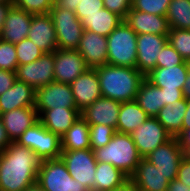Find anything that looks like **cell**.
<instances>
[{"label":"cell","instance_id":"obj_32","mask_svg":"<svg viewBox=\"0 0 190 191\" xmlns=\"http://www.w3.org/2000/svg\"><path fill=\"white\" fill-rule=\"evenodd\" d=\"M166 18L170 28L190 30V0H171Z\"/></svg>","mask_w":190,"mask_h":191},{"label":"cell","instance_id":"obj_5","mask_svg":"<svg viewBox=\"0 0 190 191\" xmlns=\"http://www.w3.org/2000/svg\"><path fill=\"white\" fill-rule=\"evenodd\" d=\"M16 143L33 150L42 161L60 158L62 153L61 138L39 120L22 133Z\"/></svg>","mask_w":190,"mask_h":191},{"label":"cell","instance_id":"obj_52","mask_svg":"<svg viewBox=\"0 0 190 191\" xmlns=\"http://www.w3.org/2000/svg\"><path fill=\"white\" fill-rule=\"evenodd\" d=\"M183 97L186 100H190V70H189L188 75L185 80V85L183 88Z\"/></svg>","mask_w":190,"mask_h":191},{"label":"cell","instance_id":"obj_55","mask_svg":"<svg viewBox=\"0 0 190 191\" xmlns=\"http://www.w3.org/2000/svg\"><path fill=\"white\" fill-rule=\"evenodd\" d=\"M12 2V0H0V3Z\"/></svg>","mask_w":190,"mask_h":191},{"label":"cell","instance_id":"obj_17","mask_svg":"<svg viewBox=\"0 0 190 191\" xmlns=\"http://www.w3.org/2000/svg\"><path fill=\"white\" fill-rule=\"evenodd\" d=\"M121 102L101 96L80 112L89 125H108L116 130Z\"/></svg>","mask_w":190,"mask_h":191},{"label":"cell","instance_id":"obj_33","mask_svg":"<svg viewBox=\"0 0 190 191\" xmlns=\"http://www.w3.org/2000/svg\"><path fill=\"white\" fill-rule=\"evenodd\" d=\"M168 43L185 61L190 60V30L170 28Z\"/></svg>","mask_w":190,"mask_h":191},{"label":"cell","instance_id":"obj_23","mask_svg":"<svg viewBox=\"0 0 190 191\" xmlns=\"http://www.w3.org/2000/svg\"><path fill=\"white\" fill-rule=\"evenodd\" d=\"M0 117L11 142H16L22 133L39 120L35 107L17 108Z\"/></svg>","mask_w":190,"mask_h":191},{"label":"cell","instance_id":"obj_22","mask_svg":"<svg viewBox=\"0 0 190 191\" xmlns=\"http://www.w3.org/2000/svg\"><path fill=\"white\" fill-rule=\"evenodd\" d=\"M140 191H167L169 180L145 158L138 163L134 173L129 177Z\"/></svg>","mask_w":190,"mask_h":191},{"label":"cell","instance_id":"obj_19","mask_svg":"<svg viewBox=\"0 0 190 191\" xmlns=\"http://www.w3.org/2000/svg\"><path fill=\"white\" fill-rule=\"evenodd\" d=\"M124 21L137 34L168 36L170 25L166 16L130 9Z\"/></svg>","mask_w":190,"mask_h":191},{"label":"cell","instance_id":"obj_1","mask_svg":"<svg viewBox=\"0 0 190 191\" xmlns=\"http://www.w3.org/2000/svg\"><path fill=\"white\" fill-rule=\"evenodd\" d=\"M42 160L16 142L0 152V191H24L37 183Z\"/></svg>","mask_w":190,"mask_h":191},{"label":"cell","instance_id":"obj_43","mask_svg":"<svg viewBox=\"0 0 190 191\" xmlns=\"http://www.w3.org/2000/svg\"><path fill=\"white\" fill-rule=\"evenodd\" d=\"M177 179H179L180 182H182L183 184H186L188 187H190V161H188L185 157L181 160L179 164Z\"/></svg>","mask_w":190,"mask_h":191},{"label":"cell","instance_id":"obj_7","mask_svg":"<svg viewBox=\"0 0 190 191\" xmlns=\"http://www.w3.org/2000/svg\"><path fill=\"white\" fill-rule=\"evenodd\" d=\"M49 14L56 31L58 49H77L84 28L76 13L54 4Z\"/></svg>","mask_w":190,"mask_h":191},{"label":"cell","instance_id":"obj_4","mask_svg":"<svg viewBox=\"0 0 190 191\" xmlns=\"http://www.w3.org/2000/svg\"><path fill=\"white\" fill-rule=\"evenodd\" d=\"M107 64L136 68L137 34L123 20L108 36Z\"/></svg>","mask_w":190,"mask_h":191},{"label":"cell","instance_id":"obj_20","mask_svg":"<svg viewBox=\"0 0 190 191\" xmlns=\"http://www.w3.org/2000/svg\"><path fill=\"white\" fill-rule=\"evenodd\" d=\"M189 72L188 62L168 67H156L145 79L161 89L182 90Z\"/></svg>","mask_w":190,"mask_h":191},{"label":"cell","instance_id":"obj_54","mask_svg":"<svg viewBox=\"0 0 190 191\" xmlns=\"http://www.w3.org/2000/svg\"><path fill=\"white\" fill-rule=\"evenodd\" d=\"M184 157L190 161V148L184 153Z\"/></svg>","mask_w":190,"mask_h":191},{"label":"cell","instance_id":"obj_24","mask_svg":"<svg viewBox=\"0 0 190 191\" xmlns=\"http://www.w3.org/2000/svg\"><path fill=\"white\" fill-rule=\"evenodd\" d=\"M35 106V89L16 79L13 86L0 95V115L23 107Z\"/></svg>","mask_w":190,"mask_h":191},{"label":"cell","instance_id":"obj_45","mask_svg":"<svg viewBox=\"0 0 190 191\" xmlns=\"http://www.w3.org/2000/svg\"><path fill=\"white\" fill-rule=\"evenodd\" d=\"M179 146L185 153L190 148V129H181V132L176 136Z\"/></svg>","mask_w":190,"mask_h":191},{"label":"cell","instance_id":"obj_50","mask_svg":"<svg viewBox=\"0 0 190 191\" xmlns=\"http://www.w3.org/2000/svg\"><path fill=\"white\" fill-rule=\"evenodd\" d=\"M110 191H140L137 185L129 178L122 185Z\"/></svg>","mask_w":190,"mask_h":191},{"label":"cell","instance_id":"obj_34","mask_svg":"<svg viewBox=\"0 0 190 191\" xmlns=\"http://www.w3.org/2000/svg\"><path fill=\"white\" fill-rule=\"evenodd\" d=\"M115 132L116 130L108 125H89L91 149L94 151L95 149L102 148L107 145L111 141Z\"/></svg>","mask_w":190,"mask_h":191},{"label":"cell","instance_id":"obj_13","mask_svg":"<svg viewBox=\"0 0 190 191\" xmlns=\"http://www.w3.org/2000/svg\"><path fill=\"white\" fill-rule=\"evenodd\" d=\"M88 69L84 58L76 50L57 49L55 51L54 79L57 82L71 84Z\"/></svg>","mask_w":190,"mask_h":191},{"label":"cell","instance_id":"obj_47","mask_svg":"<svg viewBox=\"0 0 190 191\" xmlns=\"http://www.w3.org/2000/svg\"><path fill=\"white\" fill-rule=\"evenodd\" d=\"M11 143L12 142L7 135L6 129L4 128V125L0 117V152L6 149V147Z\"/></svg>","mask_w":190,"mask_h":191},{"label":"cell","instance_id":"obj_8","mask_svg":"<svg viewBox=\"0 0 190 191\" xmlns=\"http://www.w3.org/2000/svg\"><path fill=\"white\" fill-rule=\"evenodd\" d=\"M60 158L75 181L90 191H94L97 161L92 149L62 150Z\"/></svg>","mask_w":190,"mask_h":191},{"label":"cell","instance_id":"obj_51","mask_svg":"<svg viewBox=\"0 0 190 191\" xmlns=\"http://www.w3.org/2000/svg\"><path fill=\"white\" fill-rule=\"evenodd\" d=\"M182 129H190V100H187V108L183 117Z\"/></svg>","mask_w":190,"mask_h":191},{"label":"cell","instance_id":"obj_14","mask_svg":"<svg viewBox=\"0 0 190 191\" xmlns=\"http://www.w3.org/2000/svg\"><path fill=\"white\" fill-rule=\"evenodd\" d=\"M168 42V36L157 34L137 35V62L136 68L146 76L156 68L157 58L161 49Z\"/></svg>","mask_w":190,"mask_h":191},{"label":"cell","instance_id":"obj_35","mask_svg":"<svg viewBox=\"0 0 190 191\" xmlns=\"http://www.w3.org/2000/svg\"><path fill=\"white\" fill-rule=\"evenodd\" d=\"M18 65H25L39 59L44 53L29 38L15 44Z\"/></svg>","mask_w":190,"mask_h":191},{"label":"cell","instance_id":"obj_41","mask_svg":"<svg viewBox=\"0 0 190 191\" xmlns=\"http://www.w3.org/2000/svg\"><path fill=\"white\" fill-rule=\"evenodd\" d=\"M104 8L120 16L123 20L132 7V0H103Z\"/></svg>","mask_w":190,"mask_h":191},{"label":"cell","instance_id":"obj_49","mask_svg":"<svg viewBox=\"0 0 190 191\" xmlns=\"http://www.w3.org/2000/svg\"><path fill=\"white\" fill-rule=\"evenodd\" d=\"M167 191H190V187L180 182L179 179L175 178L169 182Z\"/></svg>","mask_w":190,"mask_h":191},{"label":"cell","instance_id":"obj_27","mask_svg":"<svg viewBox=\"0 0 190 191\" xmlns=\"http://www.w3.org/2000/svg\"><path fill=\"white\" fill-rule=\"evenodd\" d=\"M186 108L187 100L183 98L165 105L155 118L172 137H176L181 132Z\"/></svg>","mask_w":190,"mask_h":191},{"label":"cell","instance_id":"obj_29","mask_svg":"<svg viewBox=\"0 0 190 191\" xmlns=\"http://www.w3.org/2000/svg\"><path fill=\"white\" fill-rule=\"evenodd\" d=\"M136 101L149 117H156L165 106L163 91L144 79L138 89Z\"/></svg>","mask_w":190,"mask_h":191},{"label":"cell","instance_id":"obj_12","mask_svg":"<svg viewBox=\"0 0 190 191\" xmlns=\"http://www.w3.org/2000/svg\"><path fill=\"white\" fill-rule=\"evenodd\" d=\"M183 158L184 152L176 137H172L163 145L158 146L145 157L146 160L158 167L169 181L177 178L178 167Z\"/></svg>","mask_w":190,"mask_h":191},{"label":"cell","instance_id":"obj_2","mask_svg":"<svg viewBox=\"0 0 190 191\" xmlns=\"http://www.w3.org/2000/svg\"><path fill=\"white\" fill-rule=\"evenodd\" d=\"M95 69L103 97L119 102L136 100L139 86L145 79L137 68L106 64Z\"/></svg>","mask_w":190,"mask_h":191},{"label":"cell","instance_id":"obj_53","mask_svg":"<svg viewBox=\"0 0 190 191\" xmlns=\"http://www.w3.org/2000/svg\"><path fill=\"white\" fill-rule=\"evenodd\" d=\"M24 191H46L39 184L35 183Z\"/></svg>","mask_w":190,"mask_h":191},{"label":"cell","instance_id":"obj_25","mask_svg":"<svg viewBox=\"0 0 190 191\" xmlns=\"http://www.w3.org/2000/svg\"><path fill=\"white\" fill-rule=\"evenodd\" d=\"M78 117L80 111L77 108H54L44 110L38 119L46 129L61 138Z\"/></svg>","mask_w":190,"mask_h":191},{"label":"cell","instance_id":"obj_39","mask_svg":"<svg viewBox=\"0 0 190 191\" xmlns=\"http://www.w3.org/2000/svg\"><path fill=\"white\" fill-rule=\"evenodd\" d=\"M185 60L182 56L167 42L161 49L159 58H157L156 67H170L183 64Z\"/></svg>","mask_w":190,"mask_h":191},{"label":"cell","instance_id":"obj_42","mask_svg":"<svg viewBox=\"0 0 190 191\" xmlns=\"http://www.w3.org/2000/svg\"><path fill=\"white\" fill-rule=\"evenodd\" d=\"M16 79V72L0 69V95L12 87Z\"/></svg>","mask_w":190,"mask_h":191},{"label":"cell","instance_id":"obj_37","mask_svg":"<svg viewBox=\"0 0 190 191\" xmlns=\"http://www.w3.org/2000/svg\"><path fill=\"white\" fill-rule=\"evenodd\" d=\"M12 4L32 15H38L48 14L54 5V0H12Z\"/></svg>","mask_w":190,"mask_h":191},{"label":"cell","instance_id":"obj_48","mask_svg":"<svg viewBox=\"0 0 190 191\" xmlns=\"http://www.w3.org/2000/svg\"><path fill=\"white\" fill-rule=\"evenodd\" d=\"M13 6L12 2L0 3V34L6 20L7 13Z\"/></svg>","mask_w":190,"mask_h":191},{"label":"cell","instance_id":"obj_38","mask_svg":"<svg viewBox=\"0 0 190 191\" xmlns=\"http://www.w3.org/2000/svg\"><path fill=\"white\" fill-rule=\"evenodd\" d=\"M17 67L15 44L0 39V69L16 72Z\"/></svg>","mask_w":190,"mask_h":191},{"label":"cell","instance_id":"obj_16","mask_svg":"<svg viewBox=\"0 0 190 191\" xmlns=\"http://www.w3.org/2000/svg\"><path fill=\"white\" fill-rule=\"evenodd\" d=\"M107 37L84 30L77 51L84 58L88 68H97L107 64Z\"/></svg>","mask_w":190,"mask_h":191},{"label":"cell","instance_id":"obj_40","mask_svg":"<svg viewBox=\"0 0 190 191\" xmlns=\"http://www.w3.org/2000/svg\"><path fill=\"white\" fill-rule=\"evenodd\" d=\"M103 8V0H79L75 13L81 21L86 15H94Z\"/></svg>","mask_w":190,"mask_h":191},{"label":"cell","instance_id":"obj_21","mask_svg":"<svg viewBox=\"0 0 190 191\" xmlns=\"http://www.w3.org/2000/svg\"><path fill=\"white\" fill-rule=\"evenodd\" d=\"M32 16L29 12L12 6L7 13L0 39L16 44L27 38L32 23Z\"/></svg>","mask_w":190,"mask_h":191},{"label":"cell","instance_id":"obj_11","mask_svg":"<svg viewBox=\"0 0 190 191\" xmlns=\"http://www.w3.org/2000/svg\"><path fill=\"white\" fill-rule=\"evenodd\" d=\"M34 107L38 116L48 109L77 108L70 84L57 81L35 90Z\"/></svg>","mask_w":190,"mask_h":191},{"label":"cell","instance_id":"obj_30","mask_svg":"<svg viewBox=\"0 0 190 191\" xmlns=\"http://www.w3.org/2000/svg\"><path fill=\"white\" fill-rule=\"evenodd\" d=\"M94 191H110L122 185L129 177L110 163L97 162Z\"/></svg>","mask_w":190,"mask_h":191},{"label":"cell","instance_id":"obj_15","mask_svg":"<svg viewBox=\"0 0 190 191\" xmlns=\"http://www.w3.org/2000/svg\"><path fill=\"white\" fill-rule=\"evenodd\" d=\"M77 109L81 112L102 96L96 69L88 68L70 84Z\"/></svg>","mask_w":190,"mask_h":191},{"label":"cell","instance_id":"obj_18","mask_svg":"<svg viewBox=\"0 0 190 191\" xmlns=\"http://www.w3.org/2000/svg\"><path fill=\"white\" fill-rule=\"evenodd\" d=\"M27 38L43 53L55 52L58 49L56 31L49 13L32 16Z\"/></svg>","mask_w":190,"mask_h":191},{"label":"cell","instance_id":"obj_56","mask_svg":"<svg viewBox=\"0 0 190 191\" xmlns=\"http://www.w3.org/2000/svg\"><path fill=\"white\" fill-rule=\"evenodd\" d=\"M81 191H90L89 189H87V188H84L83 190H81Z\"/></svg>","mask_w":190,"mask_h":191},{"label":"cell","instance_id":"obj_3","mask_svg":"<svg viewBox=\"0 0 190 191\" xmlns=\"http://www.w3.org/2000/svg\"><path fill=\"white\" fill-rule=\"evenodd\" d=\"M97 162H106L130 177L142 157L130 134L115 132L111 141L102 148L94 150Z\"/></svg>","mask_w":190,"mask_h":191},{"label":"cell","instance_id":"obj_9","mask_svg":"<svg viewBox=\"0 0 190 191\" xmlns=\"http://www.w3.org/2000/svg\"><path fill=\"white\" fill-rule=\"evenodd\" d=\"M54 63L55 52L44 53L34 62L18 65L16 78L36 90L55 81Z\"/></svg>","mask_w":190,"mask_h":191},{"label":"cell","instance_id":"obj_26","mask_svg":"<svg viewBox=\"0 0 190 191\" xmlns=\"http://www.w3.org/2000/svg\"><path fill=\"white\" fill-rule=\"evenodd\" d=\"M148 117L136 100L121 102L116 131L131 134L132 131L143 124Z\"/></svg>","mask_w":190,"mask_h":191},{"label":"cell","instance_id":"obj_36","mask_svg":"<svg viewBox=\"0 0 190 191\" xmlns=\"http://www.w3.org/2000/svg\"><path fill=\"white\" fill-rule=\"evenodd\" d=\"M171 0H132V9L166 16Z\"/></svg>","mask_w":190,"mask_h":191},{"label":"cell","instance_id":"obj_46","mask_svg":"<svg viewBox=\"0 0 190 191\" xmlns=\"http://www.w3.org/2000/svg\"><path fill=\"white\" fill-rule=\"evenodd\" d=\"M79 0H54V4L57 7L68 9L71 12H75L78 6Z\"/></svg>","mask_w":190,"mask_h":191},{"label":"cell","instance_id":"obj_44","mask_svg":"<svg viewBox=\"0 0 190 191\" xmlns=\"http://www.w3.org/2000/svg\"><path fill=\"white\" fill-rule=\"evenodd\" d=\"M163 97H164V105L174 103L177 100L183 99V91L182 90H170V89H162Z\"/></svg>","mask_w":190,"mask_h":191},{"label":"cell","instance_id":"obj_31","mask_svg":"<svg viewBox=\"0 0 190 191\" xmlns=\"http://www.w3.org/2000/svg\"><path fill=\"white\" fill-rule=\"evenodd\" d=\"M62 150L91 149L89 124L80 116L61 137Z\"/></svg>","mask_w":190,"mask_h":191},{"label":"cell","instance_id":"obj_28","mask_svg":"<svg viewBox=\"0 0 190 191\" xmlns=\"http://www.w3.org/2000/svg\"><path fill=\"white\" fill-rule=\"evenodd\" d=\"M122 21L120 16L103 8L94 15H86L81 24L84 30L107 37Z\"/></svg>","mask_w":190,"mask_h":191},{"label":"cell","instance_id":"obj_10","mask_svg":"<svg viewBox=\"0 0 190 191\" xmlns=\"http://www.w3.org/2000/svg\"><path fill=\"white\" fill-rule=\"evenodd\" d=\"M130 135L142 158H145L158 146L163 145L172 138L155 117H148Z\"/></svg>","mask_w":190,"mask_h":191},{"label":"cell","instance_id":"obj_6","mask_svg":"<svg viewBox=\"0 0 190 191\" xmlns=\"http://www.w3.org/2000/svg\"><path fill=\"white\" fill-rule=\"evenodd\" d=\"M37 184L46 191H81L85 188L70 176L61 158L42 161Z\"/></svg>","mask_w":190,"mask_h":191}]
</instances>
